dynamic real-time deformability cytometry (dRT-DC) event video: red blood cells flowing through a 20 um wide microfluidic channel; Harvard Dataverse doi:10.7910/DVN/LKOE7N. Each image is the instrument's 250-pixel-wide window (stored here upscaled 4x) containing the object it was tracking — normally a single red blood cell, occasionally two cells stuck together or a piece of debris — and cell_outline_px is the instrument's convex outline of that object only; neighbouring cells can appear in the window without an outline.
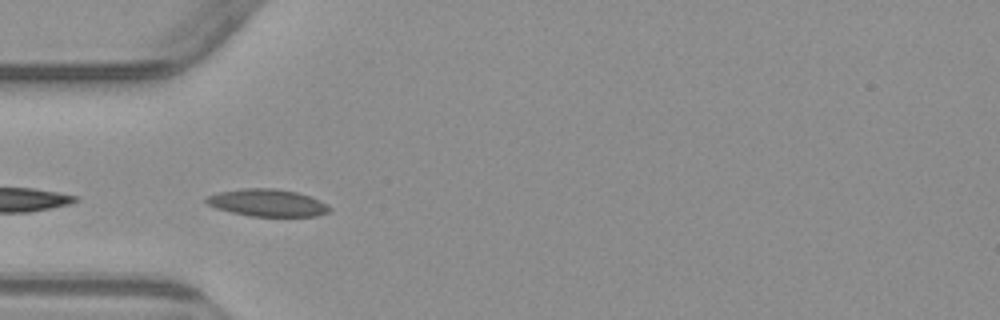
{"species": "common noctule bat (a hibernating species)", "species_latin": "Nyctalus noctula", "temperature_condition": "warm", "stored_images_in_passage": 5, "camera_frame_rate_fps": 3000, "um_per_image_px": 0.085, "animal": {"sex": "male", "body_mass_g": 23.1, "forearm_length_mm": 52.7}, "frame": {"image": 1, "passage_image": 4, "time_ms": 3.333, "image_size_px": [1000, 320], "cell_outline_px": [[332, 212], [316, 216], [248, 216], [216, 208], [208, 204], [204, 200], [208, 196], [220, 192], [244, 188], [276, 188], [296, 192], [312, 196], [328, 204], [332, 208]], "centroid_in_image_um": [22.8, 17.24], "position_along_channel_um": 62.2, "area_um2": 19.71}}
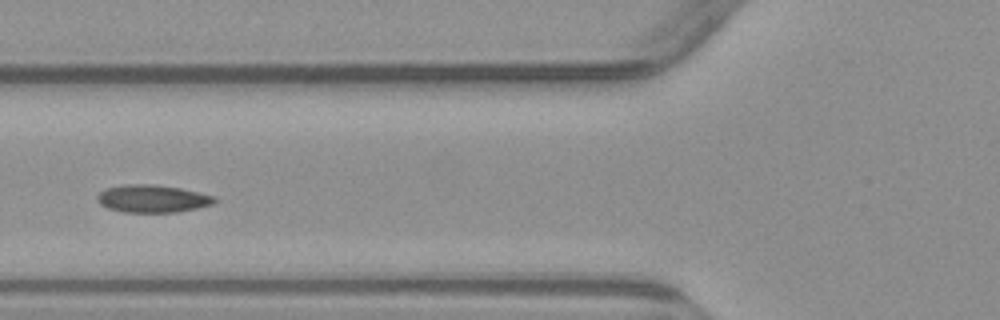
{"frame": {"image": 2, "passage_image": 5, "time_ms": 4.667, "image_size_px": [1000, 320], "cell_outline_px": [[216, 200], [212, 204], [196, 208], [176, 212], [124, 212], [108, 208], [100, 204], [96, 200], [96, 196], [104, 188], [124, 184], [156, 184], [180, 188], [216, 196]], "centroid_in_image_um": [12.92, 16.87], "position_along_channel_um": 112.9, "area_um2": 18.96}}